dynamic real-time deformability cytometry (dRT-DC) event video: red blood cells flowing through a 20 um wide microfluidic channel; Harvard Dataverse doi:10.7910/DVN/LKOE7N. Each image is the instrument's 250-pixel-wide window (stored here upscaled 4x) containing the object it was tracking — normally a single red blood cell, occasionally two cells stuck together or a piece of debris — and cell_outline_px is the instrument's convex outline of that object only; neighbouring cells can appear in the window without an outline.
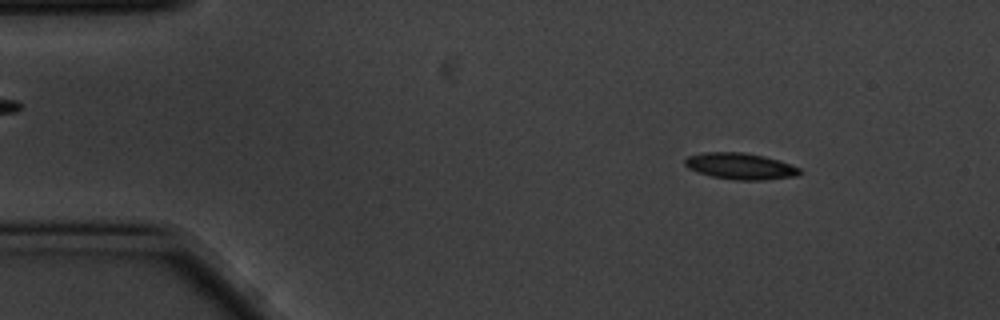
{"species": "common noctule bat (a hibernating species)", "species_latin": "Nyctalus noctula", "temperature_condition": "cold", "stored_images_in_passage": 11, "camera_frame_rate_fps": 3000, "um_per_image_px": 0.085, "animal": {"sex": "male", "body_mass_g": 20.1, "forearm_length_mm": 53.5}, "frame": {"image": 1, "passage_image": 1, "time_ms": 0.0, "image_size_px": [1000, 320], "cell_outline_px": [[800, 176], [764, 180], [736, 180], [712, 176], [696, 172], [688, 168], [684, 164], [684, 160], [688, 156], [704, 152], [744, 152], [764, 156], [780, 160], [800, 168]], "centroid_in_image_um": [62.94, 14.12], "position_along_channel_um": 22.1, "area_um2": 17.8}}
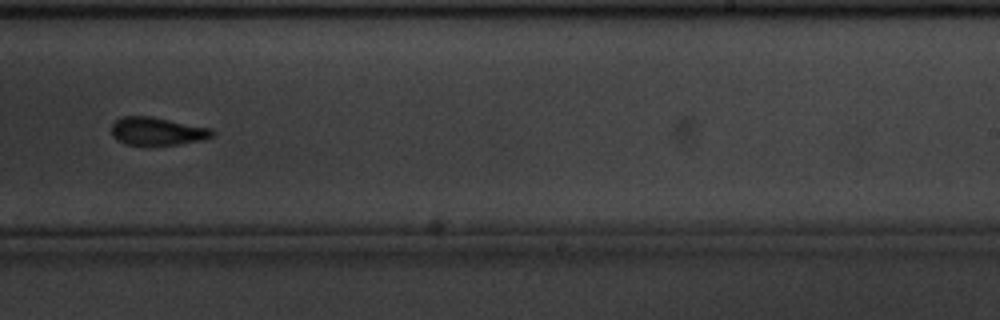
{"frame": {"image": 2, "passage_image": 8, "time_ms": 2.333, "image_size_px": [1000, 320], "cell_outline_px": [[216, 132], [212, 136], [204, 140], [180, 144], [124, 144], [116, 140], [112, 136], [112, 124], [116, 120], [124, 116], [152, 116], [212, 128]], "centroid_in_image_um": [13.39, 11.14], "position_along_channel_um": 275.6, "area_um2": 16.47}}
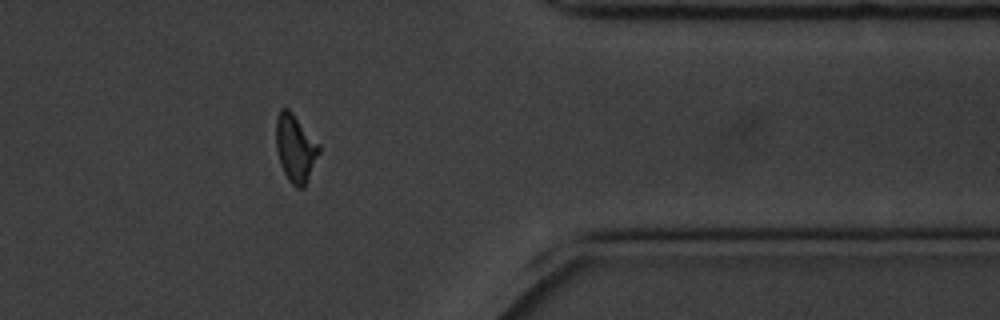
{"frame": {"image": 3, "passage_image": 11, "time_ms": 3.333, "image_size_px": [1000, 320], "cell_outline_px": [[320, 152], [304, 188], [296, 188], [288, 180], [280, 164], [276, 148], [276, 116], [280, 108], [288, 108], [292, 112], [320, 144]], "centroid_in_image_um": [25.1, 12.59], "position_along_channel_um": 386.3, "area_um2": 17.05}}